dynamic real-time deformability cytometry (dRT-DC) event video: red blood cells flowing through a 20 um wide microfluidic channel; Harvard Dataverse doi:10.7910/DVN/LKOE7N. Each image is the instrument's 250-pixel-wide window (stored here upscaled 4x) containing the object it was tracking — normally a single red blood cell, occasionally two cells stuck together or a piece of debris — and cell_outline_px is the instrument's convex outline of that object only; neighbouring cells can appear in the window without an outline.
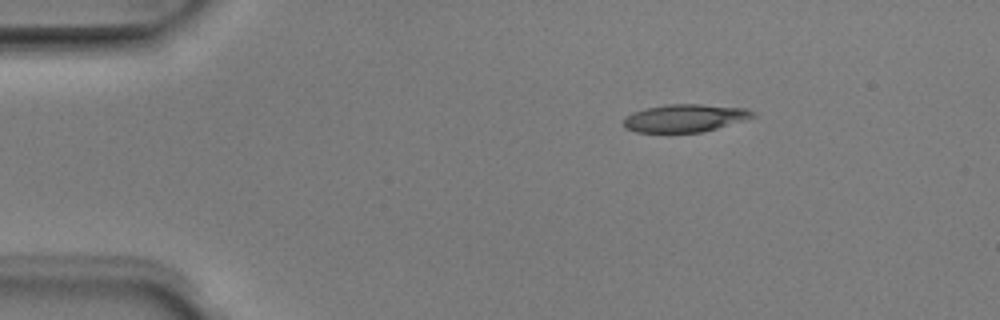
{"species": "Egyptian fruit bat (a non-hibernating species)", "species_latin": "Rousettus aegyptiacus", "temperature_condition": "room temperature", "stored_images_in_passage": 3, "camera_frame_rate_fps": 3000, "um_per_image_px": 0.085, "animal": {"sex": "male"}, "frame": {"image": 1, "passage_image": 1, "time_ms": 0.0, "image_size_px": [1000, 320], "cell_outline_px": [[756, 116], [716, 128], [700, 132], [636, 132], [624, 128], [624, 116], [632, 112], [644, 108], [668, 104], [700, 104], [748, 108], [756, 112]], "centroid_in_image_um": [58.19, 10.02], "position_along_channel_um": 26.8, "area_um2": 20.92}}
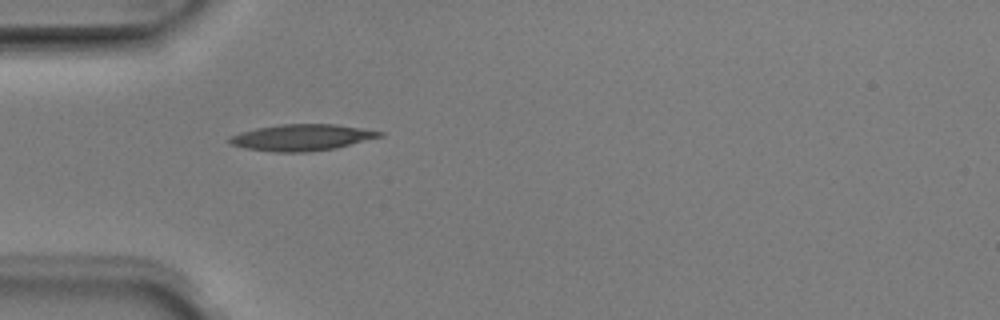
{"frame": {"image": 2, "passage_image": 3, "time_ms": 0.667, "image_size_px": [1000, 320], "cell_outline_px": [[384, 136], [336, 148], [308, 152], [276, 152], [244, 148], [232, 144], [228, 140], [228, 136], [240, 132], [256, 128], [280, 124], [336, 124], [384, 132]], "centroid_in_image_um": [25.65, 11.68], "position_along_channel_um": 59.4, "area_um2": 23.12}}